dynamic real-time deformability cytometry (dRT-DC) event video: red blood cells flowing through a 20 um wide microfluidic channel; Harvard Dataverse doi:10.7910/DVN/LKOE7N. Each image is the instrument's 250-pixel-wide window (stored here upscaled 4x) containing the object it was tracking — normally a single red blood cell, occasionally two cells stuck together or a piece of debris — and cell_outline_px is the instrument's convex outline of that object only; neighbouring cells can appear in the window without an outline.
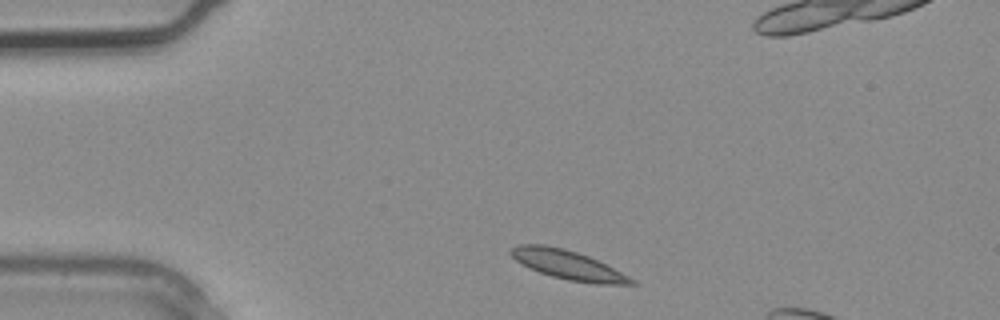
{"species": "common noctule bat (a hibernating species)", "species_latin": "Nyctalus noctula", "temperature_condition": "warm", "stored_images_in_passage": 3, "camera_frame_rate_fps": 3000, "um_per_image_px": 0.085, "animal": {"sex": "male", "body_mass_g": 20.4}, "frame": {"image": 1, "passage_image": 1, "time_ms": 0.0, "image_size_px": [1000, 320], "cell_outline_px": [[640, 284], [596, 284], [568, 280], [552, 276], [540, 272], [520, 264], [508, 252], [512, 248], [520, 244], [544, 244], [564, 248], [588, 256], [636, 280]], "centroid_in_image_um": [48.25, 22.51], "position_along_channel_um": 36.8, "area_um2": 20.23}}